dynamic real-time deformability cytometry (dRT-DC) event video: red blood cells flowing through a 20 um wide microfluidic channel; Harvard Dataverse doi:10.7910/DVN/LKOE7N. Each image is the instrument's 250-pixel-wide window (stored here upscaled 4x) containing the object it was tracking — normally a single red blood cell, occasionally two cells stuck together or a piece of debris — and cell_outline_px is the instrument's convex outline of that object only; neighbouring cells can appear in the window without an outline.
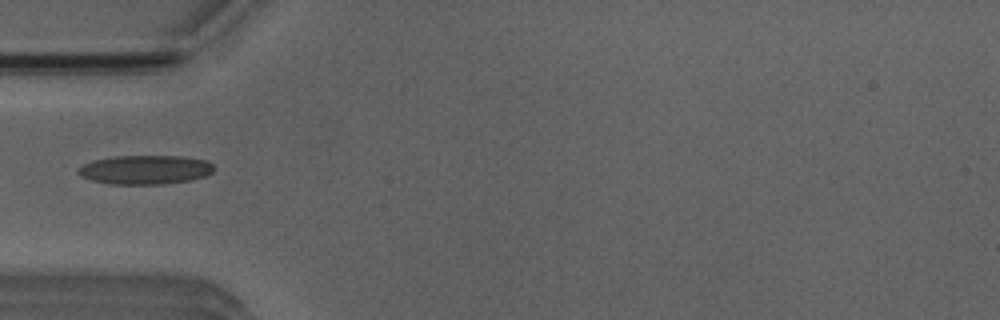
{"species": "Egyptian fruit bat (a non-hibernating species)", "species_latin": "Rousettus aegyptiacus", "temperature_condition": "room temperature", "stored_images_in_passage": 33, "camera_frame_rate_fps": 3000, "um_per_image_px": 0.085, "animal": {"sex": "male"}, "frame": {"image": 1, "passage_image": 1, "time_ms": 0.0, "image_size_px": [1000, 320], "cell_outline_px": [[212, 172], [204, 176], [192, 180], [164, 184], [108, 184], [92, 180], [80, 176], [76, 172], [76, 168], [80, 164], [92, 160], [112, 156], [184, 156], [208, 160], [212, 164]], "centroid_in_image_um": [12.28, 14.42], "position_along_channel_um": 72.7, "area_um2": 23.35}}
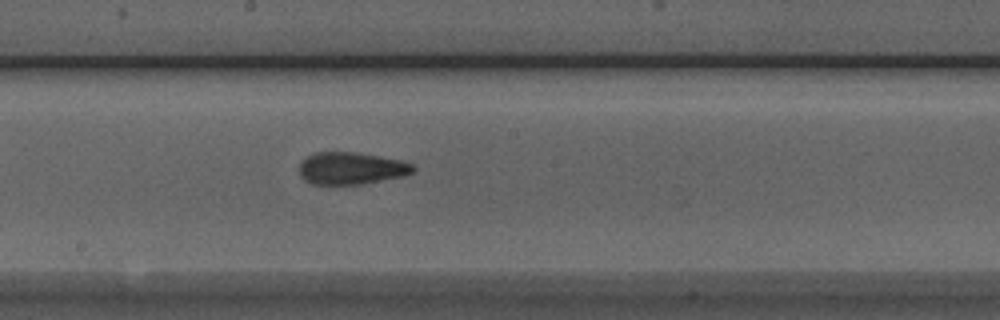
{"frame": {"image": 2, "passage_image": 12, "time_ms": 3.667, "image_size_px": [1000, 320], "cell_outline_px": [[416, 168], [412, 172], [404, 176], [364, 184], [312, 184], [304, 180], [300, 176], [300, 160], [312, 152], [352, 152], [380, 156], [400, 160], [412, 164]], "centroid_in_image_um": [29.82, 14.3], "position_along_channel_um": 218.4, "area_um2": 21.5}}
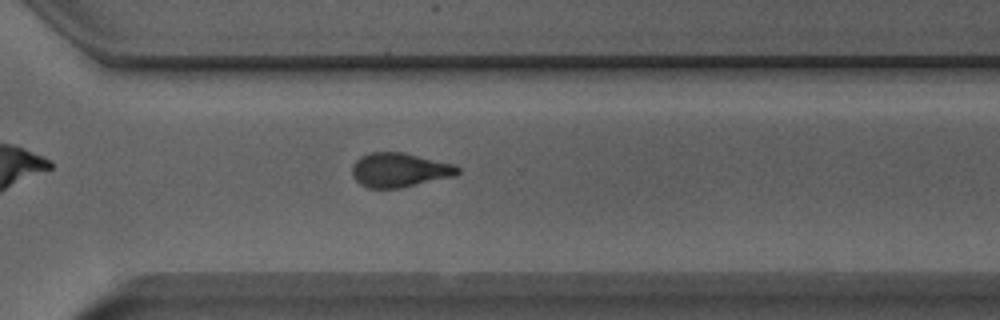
{"frame": {"image": 3, "passage_image": 21, "time_ms": 6.667, "image_size_px": [1000, 320], "cell_outline_px": [[460, 172], [456, 176], [400, 188], [368, 188], [360, 184], [352, 176], [352, 164], [360, 156], [368, 152], [404, 152], [456, 164], [460, 168]], "centroid_in_image_um": [33.97, 14.44], "position_along_channel_um": 336.6, "area_um2": 21.44}}